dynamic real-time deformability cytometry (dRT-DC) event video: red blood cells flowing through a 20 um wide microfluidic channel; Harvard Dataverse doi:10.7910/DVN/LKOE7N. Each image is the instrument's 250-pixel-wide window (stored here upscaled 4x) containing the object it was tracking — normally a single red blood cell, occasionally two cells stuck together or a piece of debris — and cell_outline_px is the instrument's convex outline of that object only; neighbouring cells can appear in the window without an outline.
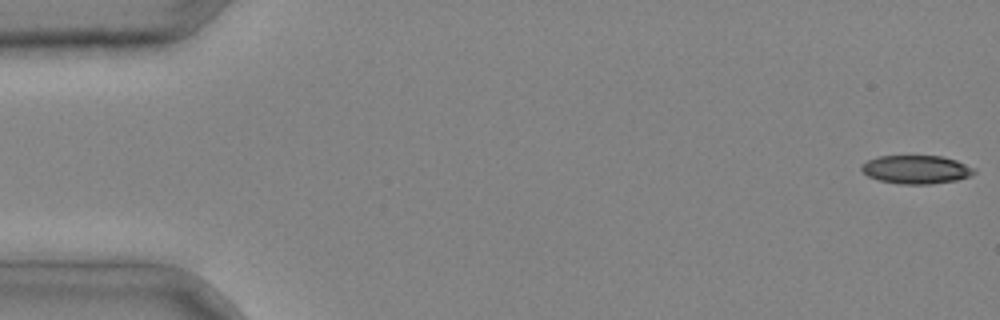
{"species": "common noctule bat (a hibernating species)", "species_latin": "Nyctalus noctula", "temperature_condition": "cold", "stored_images_in_passage": 4, "camera_frame_rate_fps": 3000, "um_per_image_px": 0.085, "animal": {"sex": "male", "body_mass_g": 20.4}, "frame": {"image": 1, "passage_image": 1, "time_ms": 0.0, "image_size_px": [1000, 320], "cell_outline_px": [[976, 172], [972, 176], [956, 180], [932, 184], [900, 184], [880, 180], [868, 176], [860, 168], [860, 164], [876, 156], [940, 156], [956, 160], [976, 168]], "centroid_in_image_um": [77.9, 14.41], "position_along_channel_um": 7.1, "area_um2": 18.79}}